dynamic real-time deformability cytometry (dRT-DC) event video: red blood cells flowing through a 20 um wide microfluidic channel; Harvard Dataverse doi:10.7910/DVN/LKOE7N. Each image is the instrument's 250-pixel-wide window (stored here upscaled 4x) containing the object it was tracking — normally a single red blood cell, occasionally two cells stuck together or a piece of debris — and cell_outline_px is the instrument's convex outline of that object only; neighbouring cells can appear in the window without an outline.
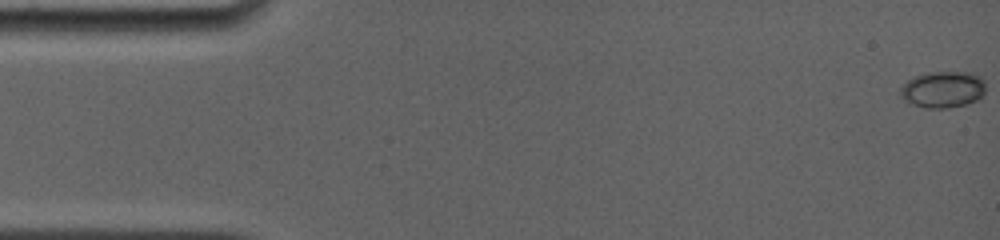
{"species": "common noctule bat (a hibernating species)", "species_latin": "Nyctalus noctula", "temperature_condition": "room temperature", "stored_images_in_passage": 27, "camera_frame_rate_fps": 4000, "um_per_image_px": 0.085, "animal": {"sex": "female", "body_mass_g": 19.0, "forearm_length_mm": 56.7}, "frame": {"image": 1, "passage_image": 1, "time_ms": 0.0, "image_size_px": [1000, 240], "cell_outline_px": [[984, 92], [976, 100], [964, 104], [948, 108], [928, 108], [912, 104], [904, 100], [900, 96], [900, 88], [908, 80], [916, 76], [928, 72], [972, 72], [980, 76], [984, 80]], "centroid_in_image_um": [80.14, 7.59], "position_along_channel_um": 4.9, "area_um2": 18.03}}
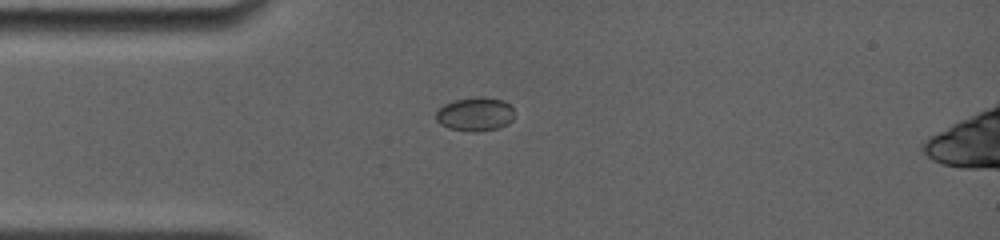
{"frame": {"image": 2, "passage_image": 23, "time_ms": 4.25, "image_size_px": [1000, 240], "cell_outline_px": [[512, 120], [508, 124], [500, 128], [476, 132], [472, 132], [448, 128], [440, 124], [436, 120], [436, 112], [444, 104], [452, 100], [476, 96], [484, 96], [504, 100], [512, 108]], "centroid_in_image_um": [40.37, 9.69], "position_along_channel_um": 44.6, "area_um2": 15.66}}